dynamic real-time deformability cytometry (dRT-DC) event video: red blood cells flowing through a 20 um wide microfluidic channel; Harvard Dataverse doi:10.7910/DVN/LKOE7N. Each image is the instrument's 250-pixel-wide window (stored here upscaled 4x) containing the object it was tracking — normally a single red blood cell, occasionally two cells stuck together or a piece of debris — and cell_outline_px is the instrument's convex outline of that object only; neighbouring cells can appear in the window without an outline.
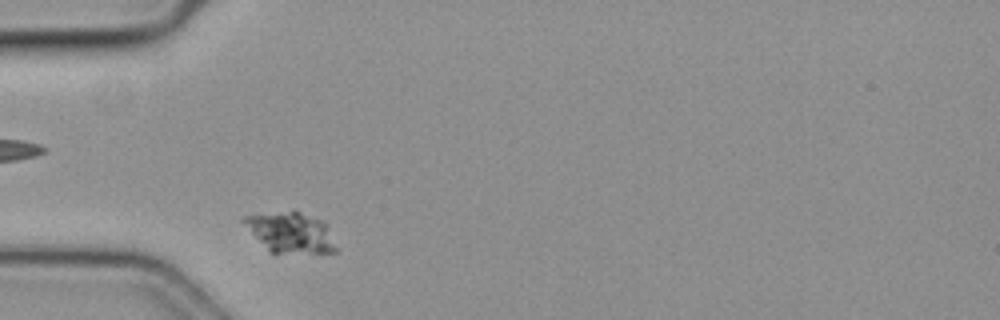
{"species": "common noctule bat (a hibernating species)", "species_latin": "Nyctalus noctula", "temperature_condition": "cold", "stored_images_in_passage": 32, "camera_frame_rate_fps": 3000, "um_per_image_px": 0.085, "animal": {"sex": "female", "body_mass_g": 19.3, "forearm_length_mm": 54.1}, "frame": {"image": 1, "passage_image": 2, "time_ms": 0.333, "image_size_px": [1000, 320], "cell_outline_px": [[336, 252], [268, 252], [240, 220], [244, 216], [288, 212], [300, 212], [324, 220], [336, 248]], "centroid_in_image_um": [24.68, 19.76], "position_along_channel_um": 60.3, "area_um2": 21.1}}
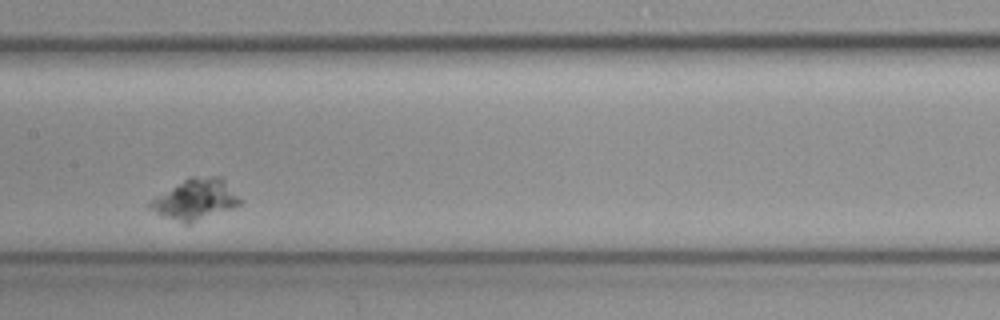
{"frame": {"image": 2, "passage_image": 14, "time_ms": 4.333, "image_size_px": [1000, 320], "cell_outline_px": [[244, 200], [236, 208], [188, 224], [184, 224], [156, 212], [148, 208], [148, 204], [152, 200], [188, 176], [220, 176]], "centroid_in_image_um": [16.69, 16.94], "position_along_channel_um": 190.7, "area_um2": 21.39}}
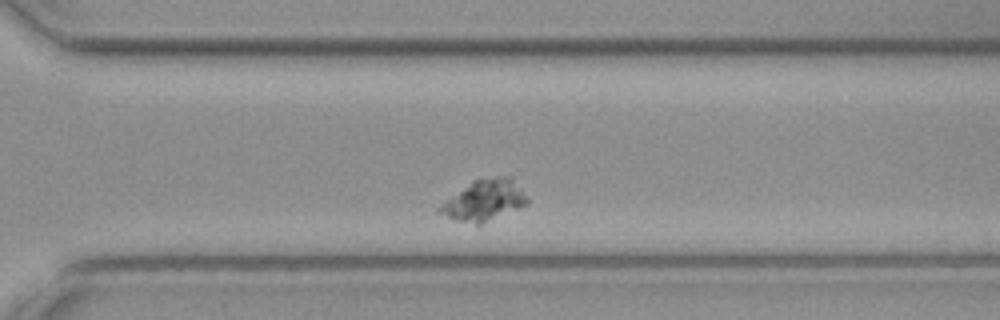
{"frame": {"image": 3, "passage_image": 26, "time_ms": 8.333, "image_size_px": [1000, 320], "cell_outline_px": [[528, 204], [520, 208], [480, 224], [476, 224], [456, 220], [436, 212], [436, 208], [440, 204], [472, 180], [496, 176], [512, 176], [528, 196]], "centroid_in_image_um": [41.18, 17.01], "position_along_channel_um": 329.4, "area_um2": 21.04}}